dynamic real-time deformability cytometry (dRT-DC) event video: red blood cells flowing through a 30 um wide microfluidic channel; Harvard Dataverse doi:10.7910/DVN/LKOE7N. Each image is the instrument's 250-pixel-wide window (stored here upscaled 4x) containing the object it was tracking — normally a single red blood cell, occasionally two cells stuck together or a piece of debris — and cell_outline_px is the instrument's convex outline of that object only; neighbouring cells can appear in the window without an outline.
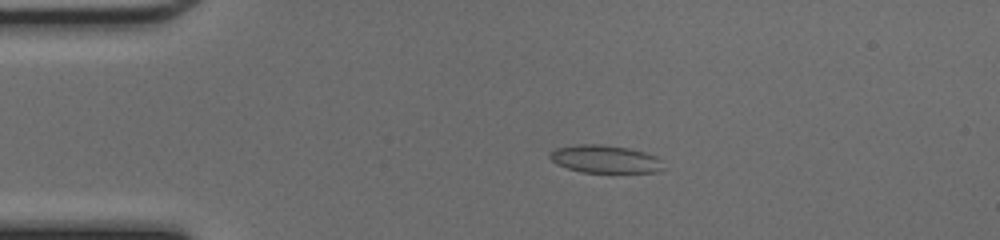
{"species": "common noctule bat (a hibernating species)", "species_latin": "Nyctalus noctula", "temperature_condition": "cold", "stored_images_in_passage": 49, "camera_frame_rate_fps": 3000, "um_per_image_px": 0.085, "animal": {"sex": "female", "body_mass_g": 17.0, "forearm_length_mm": 48.0}, "frame": {"image": 1, "passage_image": 11, "time_ms": 3.333, "image_size_px": [1000, 240], "cell_outline_px": [[664, 168], [656, 172], [580, 172], [556, 164], [548, 156], [548, 152], [556, 148], [580, 144], [600, 144], [628, 148], [644, 152], [656, 156], [660, 160]], "centroid_in_image_um": [51.4, 13.52], "position_along_channel_um": 33.6, "area_um2": 18.32}}
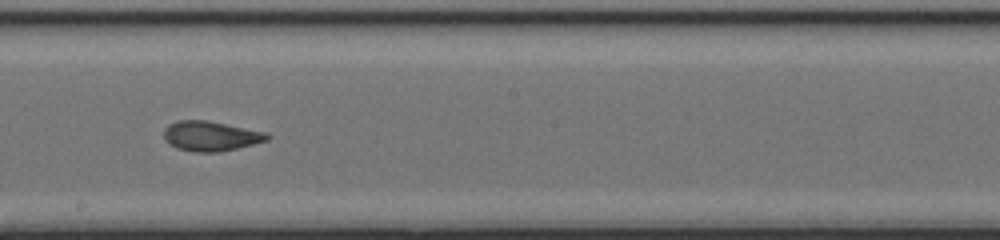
{"frame": {"image": 2, "passage_image": 28, "time_ms": 9.0, "image_size_px": [1000, 240], "cell_outline_px": [[272, 136], [268, 140], [220, 152], [196, 152], [176, 148], [168, 144], [164, 140], [164, 128], [168, 124], [176, 120], [204, 120], [268, 132]], "centroid_in_image_um": [17.89, 11.56], "position_along_channel_um": 230.3, "area_um2": 18.09}}
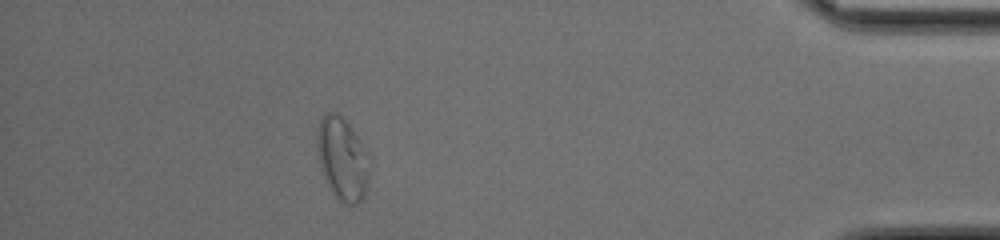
{"frame": {"image": 3, "passage_image": 44, "time_ms": 14.333, "image_size_px": [1000, 240], "cell_outline_px": [[372, 156], [368, 180], [364, 196], [356, 204], [348, 204], [340, 200], [328, 188], [324, 180], [320, 168], [316, 144], [316, 128], [324, 112], [336, 112], [352, 128]], "centroid_in_image_um": [29.1, 13.47], "position_along_channel_um": 406.1, "area_um2": 25.95}, "authors_computed_cell_mechanics": {"area_um2": 18.9006, "velocity_mm_per_s": 4.2652, "shape_relaxation_time_tau1_ms": null, "shape_relaxation_time_tau2_ms": 1.4991, "deformation_change_tau1": null, "deformation_change_tau2": 0.0787}}